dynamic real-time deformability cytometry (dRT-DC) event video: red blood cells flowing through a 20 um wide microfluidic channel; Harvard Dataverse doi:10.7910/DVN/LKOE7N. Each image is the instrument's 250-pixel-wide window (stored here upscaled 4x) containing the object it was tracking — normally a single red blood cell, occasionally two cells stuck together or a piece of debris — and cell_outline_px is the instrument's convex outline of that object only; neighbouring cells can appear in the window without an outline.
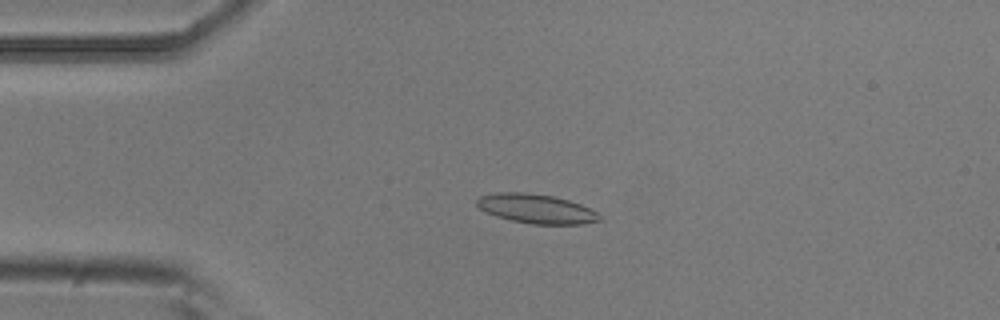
{"species": "common noctule bat (a hibernating species)", "species_latin": "Nyctalus noctula", "temperature_condition": "room temperature", "stored_images_in_passage": 4, "camera_frame_rate_fps": 3000, "um_per_image_px": 0.085, "animal": {"sex": "male", "body_mass_g": 20.5, "forearm_length_mm": 52.5}, "frame": {"image": 1, "passage_image": 3, "time_ms": 0.667, "image_size_px": [1000, 320], "cell_outline_px": [[604, 220], [584, 224], [532, 224], [512, 220], [496, 216], [484, 212], [476, 204], [476, 200], [480, 196], [496, 192], [524, 192], [552, 196], [568, 200], [580, 204], [604, 216]], "centroid_in_image_um": [45.6, 17.75], "position_along_channel_um": 39.4, "area_um2": 21.04}}